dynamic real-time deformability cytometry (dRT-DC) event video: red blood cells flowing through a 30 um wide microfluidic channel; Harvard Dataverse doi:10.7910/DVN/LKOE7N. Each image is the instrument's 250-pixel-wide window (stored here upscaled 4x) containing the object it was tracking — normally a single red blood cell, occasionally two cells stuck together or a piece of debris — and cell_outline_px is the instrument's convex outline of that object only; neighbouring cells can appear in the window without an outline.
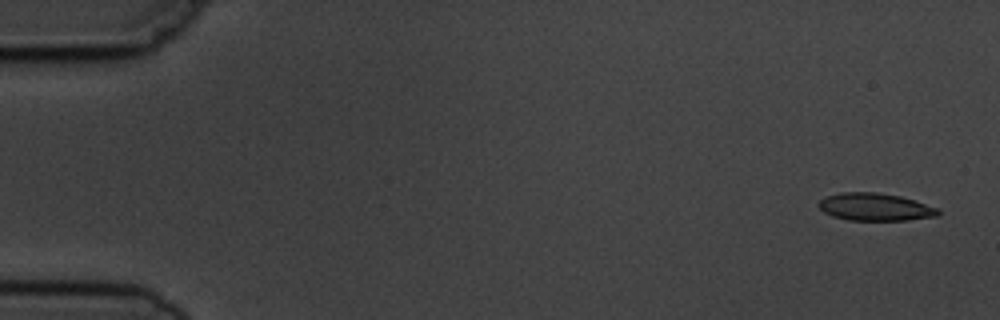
{"species": "common noctule bat (a hibernating species)", "species_latin": "Nyctalus noctula", "temperature_condition": "cold", "stored_images_in_passage": 10, "camera_frame_rate_fps": 3000, "um_per_image_px": 0.085, "animal": {"sex": "male", "body_mass_g": 19.5, "forearm_length_mm": 54.6}, "frame": {"image": 1, "passage_image": 1, "time_ms": 0.0, "image_size_px": [1000, 320], "cell_outline_px": [[940, 216], [908, 220], [848, 220], [832, 216], [824, 212], [816, 204], [824, 196], [840, 192], [876, 192], [900, 196], [916, 200], [940, 208]], "centroid_in_image_um": [74.41, 17.59], "position_along_channel_um": 10.6, "area_um2": 19.54}}
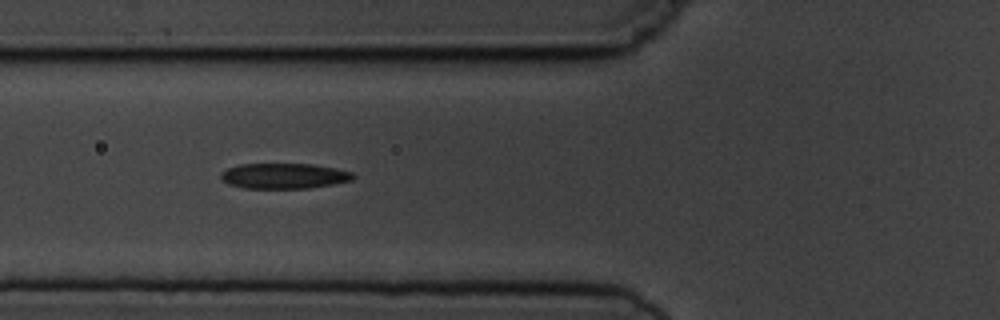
{"frame": {"image": 2, "passage_image": 6, "time_ms": 6.0, "image_size_px": [1000, 320], "cell_outline_px": [[356, 176], [352, 180], [332, 184], [308, 188], [244, 188], [228, 184], [220, 176], [220, 172], [228, 168], [240, 164], [312, 164], [336, 168], [352, 172]], "centroid_in_image_um": [24.14, 14.95], "position_along_channel_um": 101.7, "area_um2": 19.54}}
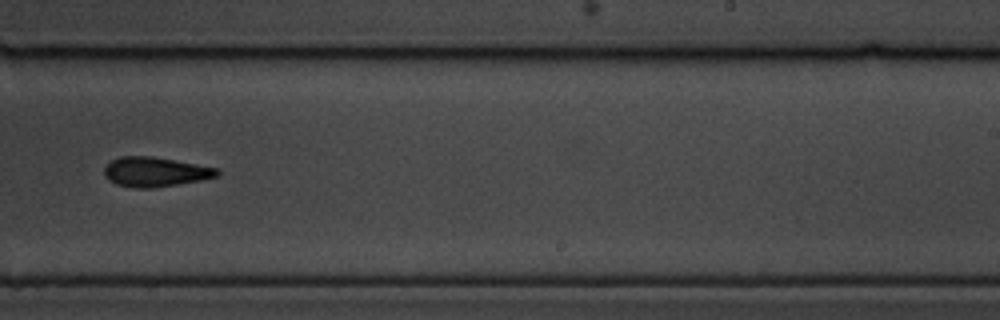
{"frame": {"image": 3, "passage_image": 10, "time_ms": 10.667, "image_size_px": [1000, 320], "cell_outline_px": [[220, 172], [216, 176], [200, 180], [152, 188], [132, 188], [116, 184], [108, 180], [104, 176], [104, 168], [112, 160], [120, 156], [152, 156], [220, 168]], "centroid_in_image_um": [13.17, 14.61], "position_along_channel_um": 275.8, "area_um2": 19.48}}